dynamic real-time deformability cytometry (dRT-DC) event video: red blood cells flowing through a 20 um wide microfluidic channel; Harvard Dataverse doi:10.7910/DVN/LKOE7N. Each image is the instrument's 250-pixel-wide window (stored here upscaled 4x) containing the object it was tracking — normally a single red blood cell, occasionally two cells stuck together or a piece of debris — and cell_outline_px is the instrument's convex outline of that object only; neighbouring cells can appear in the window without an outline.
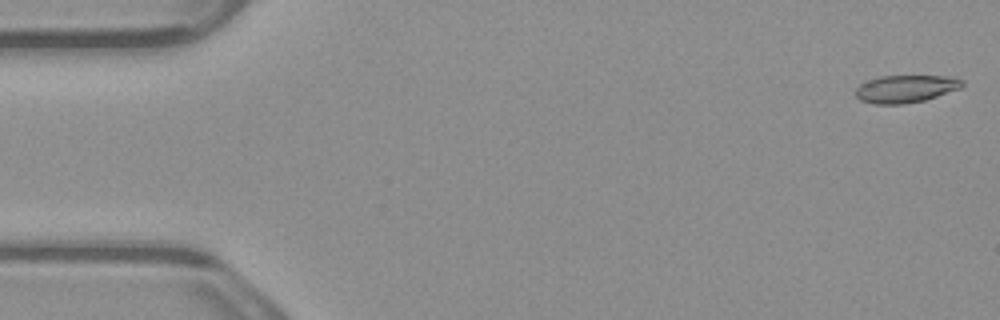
{"species": "common noctule bat (a hibernating species)", "species_latin": "Nyctalus noctula", "temperature_condition": "warm", "stored_images_in_passage": 6, "segment_of_instrument_passage": [2, 2], "camera_frame_rate_fps": 3000, "um_per_image_px": 0.085, "animal": {"sex": "male", "body_mass_g": 23.1, "forearm_length_mm": 52.7}, "frame": {"image": 1, "passage_image": 6, "time_ms": 1.667, "image_size_px": [1000, 320], "cell_outline_px": [[964, 84], [960, 88], [924, 100], [904, 104], [872, 104], [860, 100], [856, 96], [856, 88], [860, 84], [868, 80], [880, 76], [948, 76], [964, 80]], "centroid_in_image_um": [76.96, 7.55], "position_along_channel_um": 8.0, "area_um2": 17.05}}